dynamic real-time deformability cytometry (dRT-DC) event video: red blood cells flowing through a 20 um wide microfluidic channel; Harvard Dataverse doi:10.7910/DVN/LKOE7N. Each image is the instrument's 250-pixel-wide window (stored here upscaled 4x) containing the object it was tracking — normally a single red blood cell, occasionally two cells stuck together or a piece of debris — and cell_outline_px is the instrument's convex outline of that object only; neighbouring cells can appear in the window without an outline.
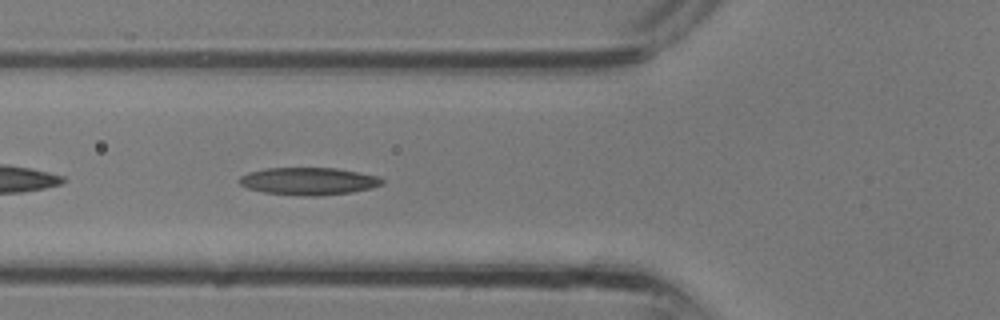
{"species": "common noctule bat (a hibernating species)", "species_latin": "Nyctalus noctula", "temperature_condition": "room temperature", "stored_images_in_passage": 11, "camera_frame_rate_fps": 3000, "um_per_image_px": 0.085, "animal": {"sex": "male", "body_mass_g": 13.3}, "frame": {"image": 1, "passage_image": 11, "time_ms": 3.333, "image_size_px": [1000, 320], "cell_outline_px": [[384, 184], [372, 188], [352, 192], [320, 196], [304, 196], [264, 192], [248, 188], [240, 184], [236, 180], [240, 176], [248, 172], [264, 168], [336, 168], [380, 176], [384, 180]], "centroid_in_image_um": [26.24, 15.4], "position_along_channel_um": 99.6, "area_um2": 23.06}}